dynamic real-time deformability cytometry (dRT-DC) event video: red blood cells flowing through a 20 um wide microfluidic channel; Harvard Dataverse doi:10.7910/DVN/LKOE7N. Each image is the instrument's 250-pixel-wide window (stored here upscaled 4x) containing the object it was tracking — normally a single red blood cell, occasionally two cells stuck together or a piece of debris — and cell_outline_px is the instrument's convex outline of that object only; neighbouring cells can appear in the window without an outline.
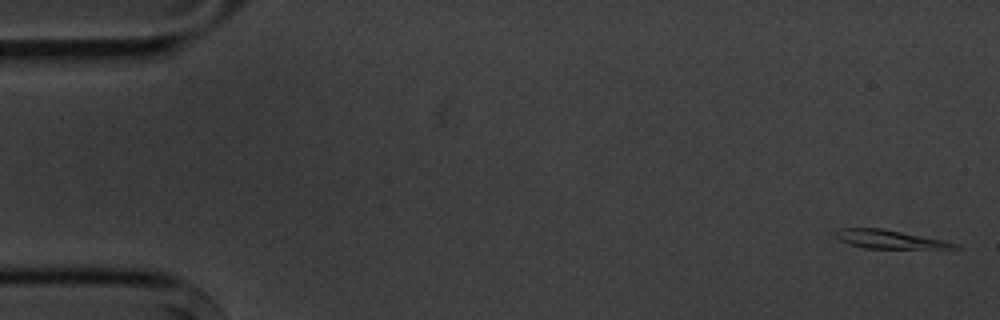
{"species": "common noctule bat (a hibernating species)", "species_latin": "Nyctalus noctula", "temperature_condition": "cold", "stored_images_in_passage": 6, "camera_frame_rate_fps": 3000, "um_per_image_px": 0.085, "animal": {"sex": "male", "body_mass_g": 20.1, "forearm_length_mm": 53.5}, "frame": {"image": 1, "passage_image": 1, "time_ms": 0.0, "image_size_px": [1000, 320], "cell_outline_px": [[960, 248], [864, 248], [848, 244], [840, 240], [836, 236], [836, 232], [840, 228], [884, 228], [944, 240], [956, 244]], "centroid_in_image_um": [75.58, 20.33], "position_along_channel_um": 9.4, "area_um2": 12.66}}
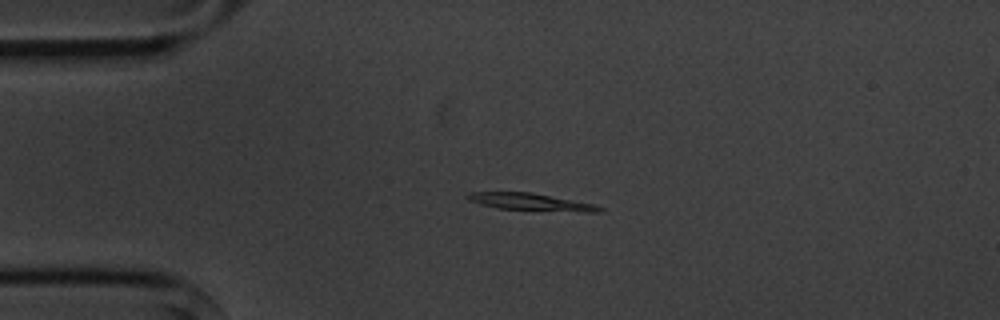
{"frame": {"image": 2, "passage_image": 4, "time_ms": 3.667, "image_size_px": [1000, 320], "cell_outline_px": [[604, 212], [584, 212], [496, 208], [480, 204], [468, 200], [464, 196], [468, 192], [532, 192], [596, 204], [604, 208]], "centroid_in_image_um": [45.14, 17.16], "position_along_channel_um": 39.9, "area_um2": 13.35}}